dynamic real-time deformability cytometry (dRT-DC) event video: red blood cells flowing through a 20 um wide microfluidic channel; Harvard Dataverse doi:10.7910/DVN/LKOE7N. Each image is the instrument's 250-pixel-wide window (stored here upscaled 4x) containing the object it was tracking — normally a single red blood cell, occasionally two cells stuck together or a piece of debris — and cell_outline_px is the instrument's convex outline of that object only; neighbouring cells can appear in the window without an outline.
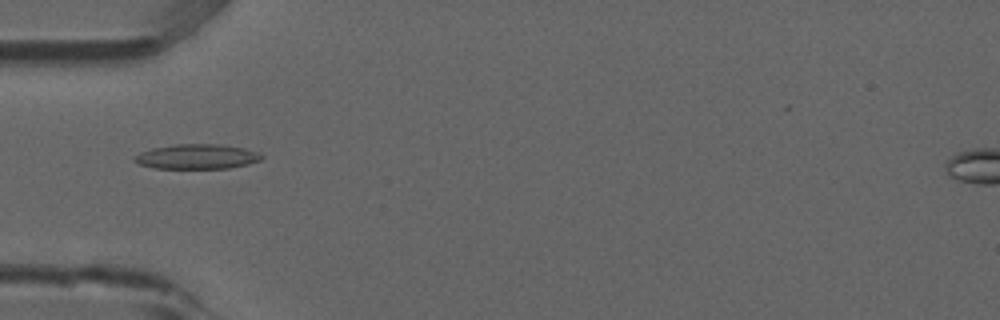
{"species": "common noctule bat (a hibernating species)", "species_latin": "Nyctalus noctula", "temperature_condition": "room temperature", "stored_images_in_passage": 49, "camera_frame_rate_fps": 3000, "um_per_image_px": 0.085, "animal": {"sex": "male", "forearm_length_mm": 52.5}, "frame": {"image": 1, "passage_image": 13, "time_ms": 4.0, "image_size_px": [1000, 320], "cell_outline_px": [[264, 156], [260, 160], [248, 164], [228, 168], [152, 168], [140, 164], [132, 160], [132, 156], [140, 152], [152, 148], [176, 144], [220, 144], [244, 148], [260, 152]], "centroid_in_image_um": [16.73, 13.3], "position_along_channel_um": 68.3, "area_um2": 18.5}}
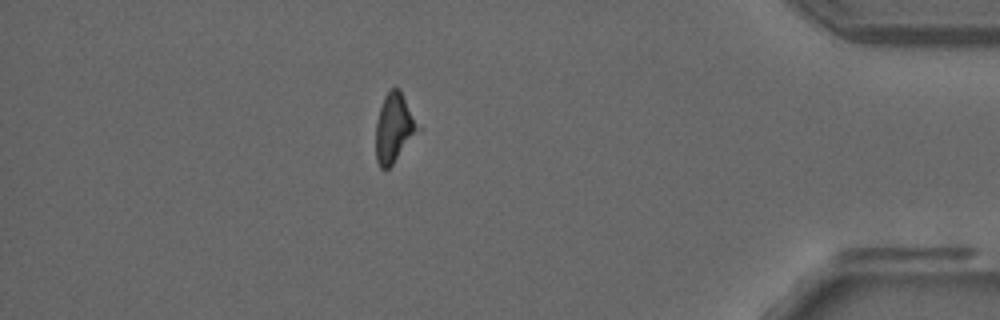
{"frame": {"image": 2, "passage_image": 42, "time_ms": 13.667, "image_size_px": [1000, 320], "cell_outline_px": [[424, 128], [392, 164], [388, 168], [380, 168], [376, 160], [376, 120], [384, 96], [392, 88], [400, 88]], "centroid_in_image_um": [33.58, 10.85], "position_along_channel_um": 401.6, "area_um2": 17.63}}
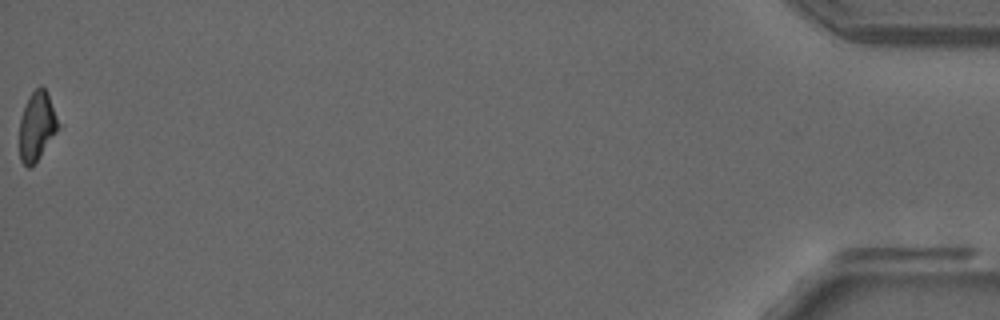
{"frame": {"image": 3, "passage_image": 49, "time_ms": 16.0, "image_size_px": [1000, 320], "cell_outline_px": [[64, 124], [36, 160], [28, 168], [20, 160], [20, 120], [24, 108], [32, 92], [40, 84], [48, 92]], "centroid_in_image_um": [3.23, 10.66], "position_along_channel_um": 432.0, "area_um2": 15.95}}